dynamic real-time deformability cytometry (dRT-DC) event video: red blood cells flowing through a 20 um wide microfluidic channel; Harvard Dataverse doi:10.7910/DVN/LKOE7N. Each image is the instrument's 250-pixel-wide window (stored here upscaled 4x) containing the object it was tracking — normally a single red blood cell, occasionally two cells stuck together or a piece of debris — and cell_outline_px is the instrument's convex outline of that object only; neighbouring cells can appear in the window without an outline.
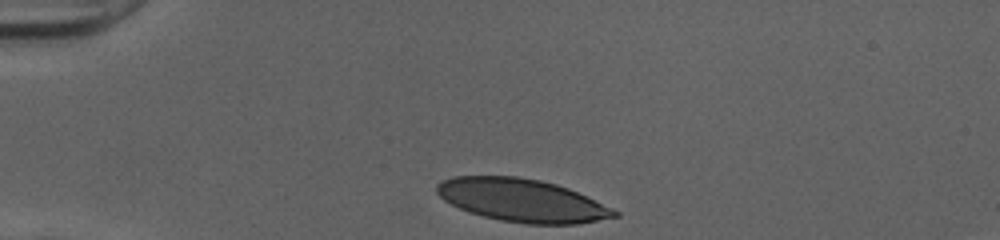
{"species": "human", "species_latin": "Homo sapiens", "temperature_condition": "cold", "stored_images_in_passage": 31, "camera_frame_rate_fps": 3000, "um_per_image_px": 0.085, "donor": {"sex": "female"}, "frame": {"image": 1, "passage_image": 1, "time_ms": 0.0, "image_size_px": [1000, 240], "cell_outline_px": [[620, 216], [580, 224], [524, 224], [500, 220], [468, 212], [444, 200], [436, 192], [436, 184], [452, 176], [516, 176], [540, 180], [556, 184], [568, 188], [612, 208], [620, 212]], "centroid_in_image_um": [44.38, 17.03], "position_along_channel_um": 40.6, "area_um2": 44.39}}
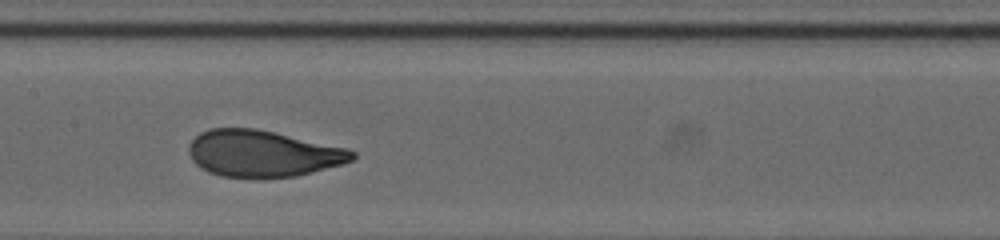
{"frame": {"image": 2, "passage_image": 15, "time_ms": 4.667, "image_size_px": [1000, 240], "cell_outline_px": [[356, 156], [352, 160], [344, 164], [296, 176], [220, 176], [208, 172], [200, 168], [192, 160], [188, 152], [188, 144], [200, 132], [212, 128], [256, 128], [348, 148], [356, 152]], "centroid_in_image_um": [22.33, 13.03], "position_along_channel_um": 185.1, "area_um2": 44.1}}
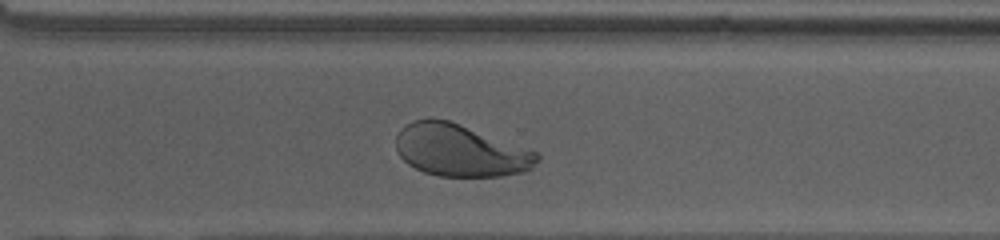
{"frame": {"image": 3, "passage_image": 26, "time_ms": 8.333, "image_size_px": [1000, 240], "cell_outline_px": [[540, 160], [532, 168], [524, 172], [500, 176], [440, 176], [424, 172], [408, 164], [396, 152], [396, 136], [400, 128], [412, 120], [428, 116], [448, 120], [536, 152], [540, 156]], "centroid_in_image_um": [39.07, 12.77], "position_along_channel_um": 331.5, "area_um2": 42.83}, "authors_computed_cell_mechanics": {"area_um2": 44.795, "velocity_mm_per_s": 4.0062, "shape_relaxation_time_tau1_ms": 3.3097, "shape_relaxation_time_tau2_ms": null, "deformation_change_tau1": 0.1825, "deformation_change_tau2": null}}